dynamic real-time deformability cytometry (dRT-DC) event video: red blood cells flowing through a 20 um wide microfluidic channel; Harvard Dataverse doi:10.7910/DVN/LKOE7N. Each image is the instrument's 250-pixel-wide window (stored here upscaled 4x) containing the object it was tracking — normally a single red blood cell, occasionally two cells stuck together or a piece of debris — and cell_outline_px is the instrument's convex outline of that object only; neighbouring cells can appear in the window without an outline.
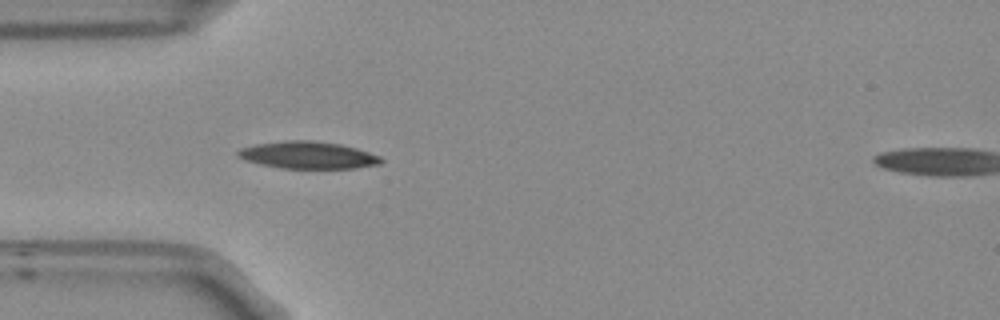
{"species": "Egyptian fruit bat (a non-hibernating species)", "species_latin": "Rousettus aegyptiacus", "temperature_condition": "room temperature", "stored_images_in_passage": 26, "camera_frame_rate_fps": 3000, "um_per_image_px": 0.085, "frame": {"image": 1, "passage_image": 1, "time_ms": 0.0, "image_size_px": [1000, 320], "cell_outline_px": [[384, 160], [380, 164], [356, 168], [284, 168], [264, 164], [248, 160], [240, 156], [236, 152], [240, 148], [256, 144], [284, 140], [312, 140], [340, 144], [356, 148], [380, 156]], "centroid_in_image_um": [26.23, 13.17], "position_along_channel_um": 58.8, "area_um2": 22.37}, "authors_computed_cell_mechanics": {"area_um2": 25.2297, "velocity_mm_per_s": 3.7269, "shape_relaxation_time_tau1_ms": 2.8674, "shape_relaxation_time_tau2_ms": 4.1437, "deformation_change_tau1": 0.1563, "deformation_change_tau2": 0.1014}}